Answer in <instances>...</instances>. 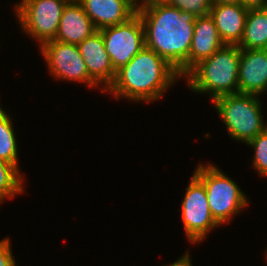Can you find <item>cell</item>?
Returning a JSON list of instances; mask_svg holds the SVG:
<instances>
[{
	"mask_svg": "<svg viewBox=\"0 0 267 266\" xmlns=\"http://www.w3.org/2000/svg\"><path fill=\"white\" fill-rule=\"evenodd\" d=\"M78 1L97 30L122 24L137 13L135 0Z\"/></svg>",
	"mask_w": 267,
	"mask_h": 266,
	"instance_id": "12",
	"label": "cell"
},
{
	"mask_svg": "<svg viewBox=\"0 0 267 266\" xmlns=\"http://www.w3.org/2000/svg\"><path fill=\"white\" fill-rule=\"evenodd\" d=\"M224 45L213 18L210 15L196 17L189 50V71Z\"/></svg>",
	"mask_w": 267,
	"mask_h": 266,
	"instance_id": "15",
	"label": "cell"
},
{
	"mask_svg": "<svg viewBox=\"0 0 267 266\" xmlns=\"http://www.w3.org/2000/svg\"><path fill=\"white\" fill-rule=\"evenodd\" d=\"M40 50L53 78L82 82L90 88L99 87L89 76L77 45L50 40L43 43Z\"/></svg>",
	"mask_w": 267,
	"mask_h": 266,
	"instance_id": "9",
	"label": "cell"
},
{
	"mask_svg": "<svg viewBox=\"0 0 267 266\" xmlns=\"http://www.w3.org/2000/svg\"><path fill=\"white\" fill-rule=\"evenodd\" d=\"M259 97L236 93L218 97L213 101L215 110L233 140L247 144L267 128Z\"/></svg>",
	"mask_w": 267,
	"mask_h": 266,
	"instance_id": "4",
	"label": "cell"
},
{
	"mask_svg": "<svg viewBox=\"0 0 267 266\" xmlns=\"http://www.w3.org/2000/svg\"><path fill=\"white\" fill-rule=\"evenodd\" d=\"M96 31L82 4L78 0H69L63 9L54 40L78 45Z\"/></svg>",
	"mask_w": 267,
	"mask_h": 266,
	"instance_id": "13",
	"label": "cell"
},
{
	"mask_svg": "<svg viewBox=\"0 0 267 266\" xmlns=\"http://www.w3.org/2000/svg\"><path fill=\"white\" fill-rule=\"evenodd\" d=\"M240 49H267V8L248 9Z\"/></svg>",
	"mask_w": 267,
	"mask_h": 266,
	"instance_id": "16",
	"label": "cell"
},
{
	"mask_svg": "<svg viewBox=\"0 0 267 266\" xmlns=\"http://www.w3.org/2000/svg\"><path fill=\"white\" fill-rule=\"evenodd\" d=\"M239 61L240 48L225 44L184 76L187 77V86L196 93H209L212 102L218 97L236 94Z\"/></svg>",
	"mask_w": 267,
	"mask_h": 266,
	"instance_id": "3",
	"label": "cell"
},
{
	"mask_svg": "<svg viewBox=\"0 0 267 266\" xmlns=\"http://www.w3.org/2000/svg\"><path fill=\"white\" fill-rule=\"evenodd\" d=\"M23 174L12 164L0 159V203L4 199H13L24 192Z\"/></svg>",
	"mask_w": 267,
	"mask_h": 266,
	"instance_id": "18",
	"label": "cell"
},
{
	"mask_svg": "<svg viewBox=\"0 0 267 266\" xmlns=\"http://www.w3.org/2000/svg\"><path fill=\"white\" fill-rule=\"evenodd\" d=\"M241 5L247 9L267 8V0H241Z\"/></svg>",
	"mask_w": 267,
	"mask_h": 266,
	"instance_id": "22",
	"label": "cell"
},
{
	"mask_svg": "<svg viewBox=\"0 0 267 266\" xmlns=\"http://www.w3.org/2000/svg\"><path fill=\"white\" fill-rule=\"evenodd\" d=\"M169 4L196 17L210 15L212 8L211 0H170Z\"/></svg>",
	"mask_w": 267,
	"mask_h": 266,
	"instance_id": "20",
	"label": "cell"
},
{
	"mask_svg": "<svg viewBox=\"0 0 267 266\" xmlns=\"http://www.w3.org/2000/svg\"><path fill=\"white\" fill-rule=\"evenodd\" d=\"M181 202L185 235L193 244L200 243L208 232L220 226L213 218L204 184L193 174Z\"/></svg>",
	"mask_w": 267,
	"mask_h": 266,
	"instance_id": "7",
	"label": "cell"
},
{
	"mask_svg": "<svg viewBox=\"0 0 267 266\" xmlns=\"http://www.w3.org/2000/svg\"><path fill=\"white\" fill-rule=\"evenodd\" d=\"M178 78L182 77L174 67L144 46L127 65L116 71L115 79L106 91L118 99L150 103L160 100Z\"/></svg>",
	"mask_w": 267,
	"mask_h": 266,
	"instance_id": "2",
	"label": "cell"
},
{
	"mask_svg": "<svg viewBox=\"0 0 267 266\" xmlns=\"http://www.w3.org/2000/svg\"><path fill=\"white\" fill-rule=\"evenodd\" d=\"M194 175L204 184L211 214L219 225L229 223L249 204L238 184L214 164H199Z\"/></svg>",
	"mask_w": 267,
	"mask_h": 266,
	"instance_id": "5",
	"label": "cell"
},
{
	"mask_svg": "<svg viewBox=\"0 0 267 266\" xmlns=\"http://www.w3.org/2000/svg\"><path fill=\"white\" fill-rule=\"evenodd\" d=\"M135 0L136 7H152L160 4H169L170 0Z\"/></svg>",
	"mask_w": 267,
	"mask_h": 266,
	"instance_id": "23",
	"label": "cell"
},
{
	"mask_svg": "<svg viewBox=\"0 0 267 266\" xmlns=\"http://www.w3.org/2000/svg\"><path fill=\"white\" fill-rule=\"evenodd\" d=\"M69 0H25L15 5V14L25 34L43 43L54 40L61 15Z\"/></svg>",
	"mask_w": 267,
	"mask_h": 266,
	"instance_id": "6",
	"label": "cell"
},
{
	"mask_svg": "<svg viewBox=\"0 0 267 266\" xmlns=\"http://www.w3.org/2000/svg\"><path fill=\"white\" fill-rule=\"evenodd\" d=\"M212 4H241V0H211Z\"/></svg>",
	"mask_w": 267,
	"mask_h": 266,
	"instance_id": "25",
	"label": "cell"
},
{
	"mask_svg": "<svg viewBox=\"0 0 267 266\" xmlns=\"http://www.w3.org/2000/svg\"><path fill=\"white\" fill-rule=\"evenodd\" d=\"M186 252V254L184 253V255L177 259L174 263L164 266H192L189 251L187 250Z\"/></svg>",
	"mask_w": 267,
	"mask_h": 266,
	"instance_id": "24",
	"label": "cell"
},
{
	"mask_svg": "<svg viewBox=\"0 0 267 266\" xmlns=\"http://www.w3.org/2000/svg\"><path fill=\"white\" fill-rule=\"evenodd\" d=\"M246 145L254 149V169H256L263 177H267V128Z\"/></svg>",
	"mask_w": 267,
	"mask_h": 266,
	"instance_id": "19",
	"label": "cell"
},
{
	"mask_svg": "<svg viewBox=\"0 0 267 266\" xmlns=\"http://www.w3.org/2000/svg\"><path fill=\"white\" fill-rule=\"evenodd\" d=\"M248 9L241 4H212L213 18L221 40L227 45H238L243 37Z\"/></svg>",
	"mask_w": 267,
	"mask_h": 266,
	"instance_id": "14",
	"label": "cell"
},
{
	"mask_svg": "<svg viewBox=\"0 0 267 266\" xmlns=\"http://www.w3.org/2000/svg\"><path fill=\"white\" fill-rule=\"evenodd\" d=\"M0 266H16L10 239L7 237L0 240Z\"/></svg>",
	"mask_w": 267,
	"mask_h": 266,
	"instance_id": "21",
	"label": "cell"
},
{
	"mask_svg": "<svg viewBox=\"0 0 267 266\" xmlns=\"http://www.w3.org/2000/svg\"><path fill=\"white\" fill-rule=\"evenodd\" d=\"M86 64L89 76L105 91L113 83L114 70L109 54L105 50L103 36L99 30L77 45Z\"/></svg>",
	"mask_w": 267,
	"mask_h": 266,
	"instance_id": "11",
	"label": "cell"
},
{
	"mask_svg": "<svg viewBox=\"0 0 267 266\" xmlns=\"http://www.w3.org/2000/svg\"><path fill=\"white\" fill-rule=\"evenodd\" d=\"M0 106V159L14 165L19 171L17 141L12 123L6 111Z\"/></svg>",
	"mask_w": 267,
	"mask_h": 266,
	"instance_id": "17",
	"label": "cell"
},
{
	"mask_svg": "<svg viewBox=\"0 0 267 266\" xmlns=\"http://www.w3.org/2000/svg\"><path fill=\"white\" fill-rule=\"evenodd\" d=\"M267 93V49H240L238 93Z\"/></svg>",
	"mask_w": 267,
	"mask_h": 266,
	"instance_id": "10",
	"label": "cell"
},
{
	"mask_svg": "<svg viewBox=\"0 0 267 266\" xmlns=\"http://www.w3.org/2000/svg\"><path fill=\"white\" fill-rule=\"evenodd\" d=\"M115 71L127 65L145 46L144 27L138 13L128 21L99 30Z\"/></svg>",
	"mask_w": 267,
	"mask_h": 266,
	"instance_id": "8",
	"label": "cell"
},
{
	"mask_svg": "<svg viewBox=\"0 0 267 266\" xmlns=\"http://www.w3.org/2000/svg\"><path fill=\"white\" fill-rule=\"evenodd\" d=\"M136 8L144 27L145 46L184 77L189 72V50L196 16L170 4Z\"/></svg>",
	"mask_w": 267,
	"mask_h": 266,
	"instance_id": "1",
	"label": "cell"
}]
</instances>
